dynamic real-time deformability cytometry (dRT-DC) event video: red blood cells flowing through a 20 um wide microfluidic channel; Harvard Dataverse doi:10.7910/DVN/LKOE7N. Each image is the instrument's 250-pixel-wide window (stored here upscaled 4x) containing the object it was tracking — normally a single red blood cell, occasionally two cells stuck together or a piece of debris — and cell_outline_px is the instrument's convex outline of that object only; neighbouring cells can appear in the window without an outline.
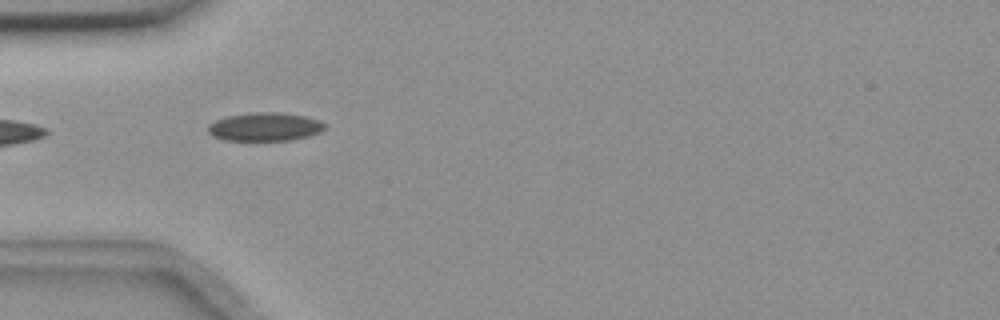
{"species": "common noctule bat (a hibernating species)", "species_latin": "Nyctalus noctula", "temperature_condition": "room temperature", "stored_images_in_passage": 5, "camera_frame_rate_fps": 3000, "um_per_image_px": 0.085, "animal": {"sex": "female", "body_mass_g": 18.4}, "frame": {"image": 1, "passage_image": 4, "time_ms": 1.0, "image_size_px": [1000, 320], "cell_outline_px": [[328, 128], [320, 132], [308, 136], [292, 140], [224, 140], [212, 136], [208, 132], [208, 124], [216, 120], [228, 116], [252, 112], [280, 112], [304, 116], [320, 120]], "centroid_in_image_um": [22.53, 10.77], "position_along_channel_um": 62.5, "area_um2": 19.42}}